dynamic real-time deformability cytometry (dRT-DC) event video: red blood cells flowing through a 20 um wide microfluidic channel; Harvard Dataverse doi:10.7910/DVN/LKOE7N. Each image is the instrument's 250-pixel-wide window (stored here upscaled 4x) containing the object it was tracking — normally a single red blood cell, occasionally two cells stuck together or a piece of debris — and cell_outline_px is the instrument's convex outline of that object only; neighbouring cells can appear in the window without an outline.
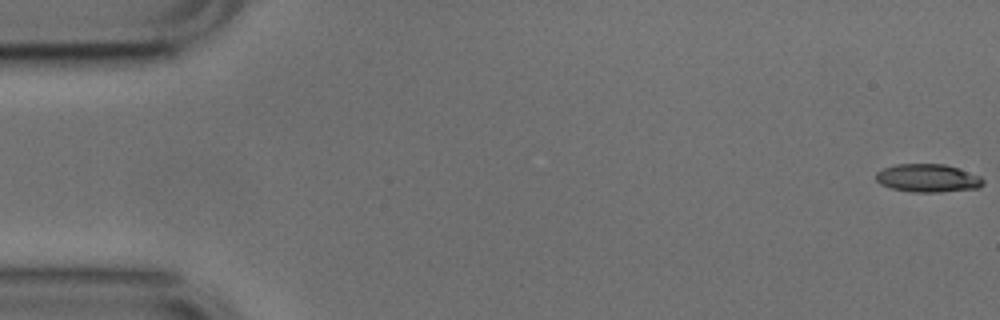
{"species": "common noctule bat (a hibernating species)", "species_latin": "Nyctalus noctula", "temperature_condition": "cold", "stored_images_in_passage": 14, "camera_frame_rate_fps": 3000, "um_per_image_px": 0.085, "animal": {"sex": "male", "body_mass_g": 17.9, "forearm_length_mm": 54.2}, "frame": {"image": 1, "passage_image": 1, "time_ms": 0.0, "image_size_px": [1000, 320], "cell_outline_px": [[984, 184], [980, 188], [940, 192], [912, 192], [892, 188], [880, 184], [876, 180], [876, 172], [884, 168], [896, 164], [944, 164], [980, 176], [984, 180]], "centroid_in_image_um": [78.86, 15.15], "position_along_channel_um": 6.1, "area_um2": 17.51}}
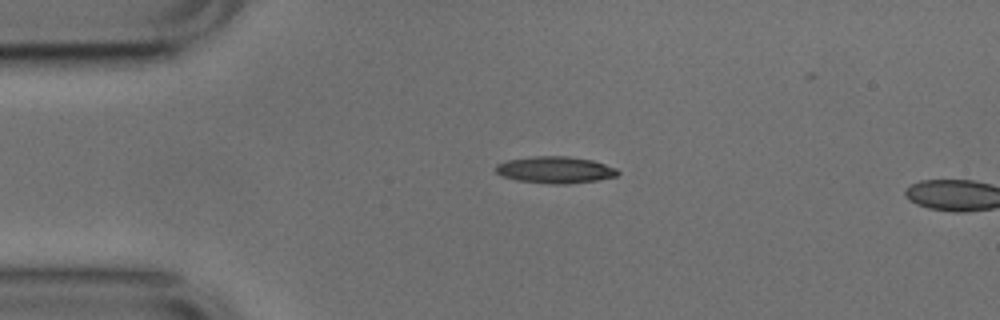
{"frame": {"image": 2, "passage_image": 12, "time_ms": 3.667, "image_size_px": [1000, 320], "cell_outline_px": [[620, 172], [616, 176], [596, 180], [568, 184], [552, 184], [516, 180], [500, 176], [496, 172], [496, 164], [508, 160], [532, 156], [568, 156], [592, 160], [616, 168]], "centroid_in_image_um": [47.17, 14.44], "position_along_channel_um": 37.8, "area_um2": 19.02}}